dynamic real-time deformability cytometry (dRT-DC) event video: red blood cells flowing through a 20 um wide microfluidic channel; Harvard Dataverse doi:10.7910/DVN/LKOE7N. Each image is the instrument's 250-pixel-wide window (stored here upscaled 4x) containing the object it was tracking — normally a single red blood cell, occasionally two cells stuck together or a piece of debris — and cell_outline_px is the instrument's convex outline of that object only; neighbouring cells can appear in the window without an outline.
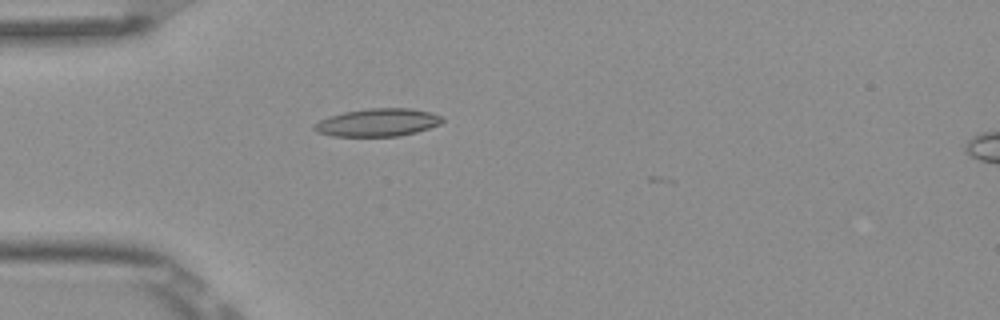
{"species": "Egyptian fruit bat (a non-hibernating species)", "species_latin": "Rousettus aegyptiacus", "temperature_condition": "room temperature", "stored_images_in_passage": 1, "camera_frame_rate_fps": 3000, "um_per_image_px": 0.085, "frame": {"image": 1, "passage_image": 1, "time_ms": 0.0, "image_size_px": [1000, 320], "cell_outline_px": [[444, 120], [440, 124], [416, 132], [400, 136], [332, 136], [316, 132], [312, 128], [312, 124], [328, 116], [344, 112], [372, 108], [412, 108], [428, 112], [440, 116]], "centroid_in_image_um": [32.06, 10.41], "position_along_channel_um": 52.9, "area_um2": 20.75}}